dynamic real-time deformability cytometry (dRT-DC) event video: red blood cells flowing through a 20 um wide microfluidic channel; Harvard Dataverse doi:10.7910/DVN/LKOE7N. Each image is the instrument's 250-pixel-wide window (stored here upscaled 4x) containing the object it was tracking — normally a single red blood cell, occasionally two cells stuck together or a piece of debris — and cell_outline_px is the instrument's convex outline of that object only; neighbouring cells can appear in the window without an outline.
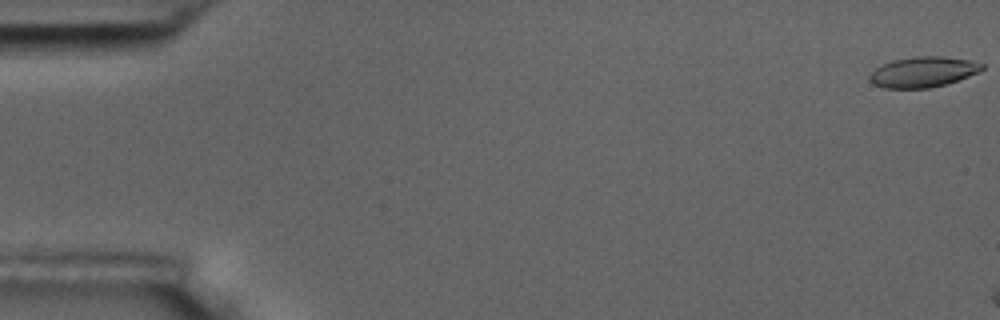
{"species": "common noctule bat (a hibernating species)", "species_latin": "Nyctalus noctula", "temperature_condition": "room temperature", "stored_images_in_passage": 4, "camera_frame_rate_fps": 3000, "um_per_image_px": 0.085, "animal": {"sex": "male", "body_mass_g": 17.5, "forearm_length_mm": 52.3}, "frame": {"image": 1, "passage_image": 1, "time_ms": 0.0, "image_size_px": [1000, 320], "cell_outline_px": [[984, 68], [968, 76], [944, 84], [928, 88], [884, 88], [872, 84], [868, 76], [876, 68], [892, 60], [916, 56], [940, 56], [972, 60], [984, 64]], "centroid_in_image_um": [78.44, 6.11], "position_along_channel_um": 6.6, "area_um2": 19.77}}